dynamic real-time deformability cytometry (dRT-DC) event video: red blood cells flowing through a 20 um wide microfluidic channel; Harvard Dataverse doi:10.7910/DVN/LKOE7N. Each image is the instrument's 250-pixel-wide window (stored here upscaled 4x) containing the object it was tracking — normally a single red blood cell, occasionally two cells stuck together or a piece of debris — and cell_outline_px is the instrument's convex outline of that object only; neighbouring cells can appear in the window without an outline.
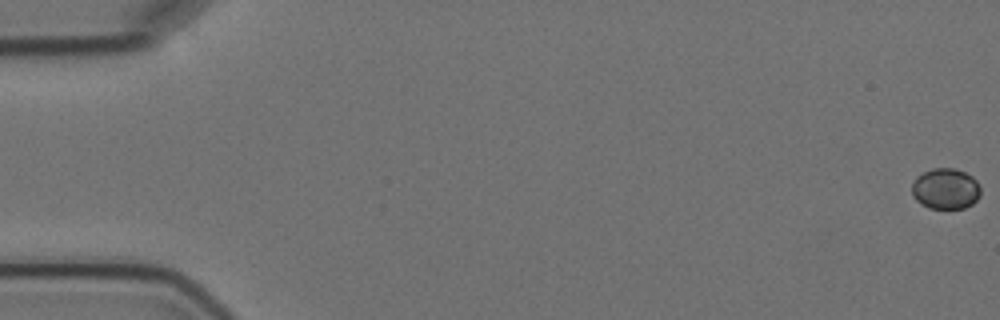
{"species": "Egyptian fruit bat (a non-hibernating species)", "species_latin": "Rousettus aegyptiacus", "temperature_condition": "cold", "stored_images_in_passage": 7, "camera_frame_rate_fps": 3000, "um_per_image_px": 0.085, "animal": {"sex": "female"}, "frame": {"image": 1, "passage_image": 1, "time_ms": 0.0, "image_size_px": [1000, 320], "cell_outline_px": [[980, 196], [972, 204], [964, 208], [928, 208], [920, 204], [912, 196], [912, 184], [916, 176], [932, 168], [956, 168], [972, 176], [980, 184]], "centroid_in_image_um": [80.37, 16.04], "position_along_channel_um": 4.6, "area_um2": 16.53}}
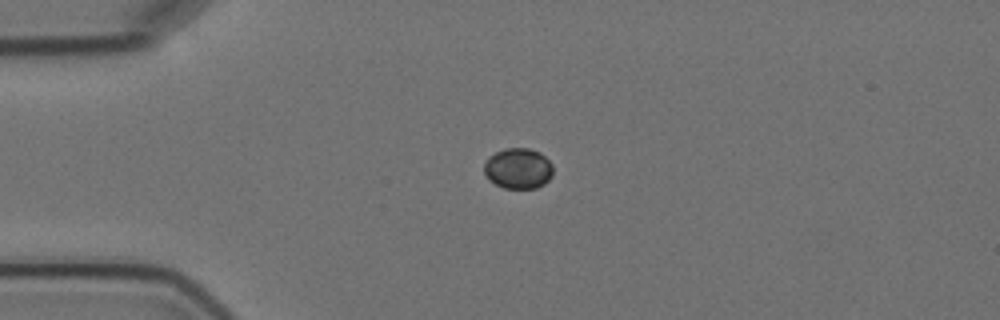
{"frame": {"image": 2, "passage_image": 5, "time_ms": 4.667, "image_size_px": [1000, 320], "cell_outline_px": [[552, 176], [544, 184], [536, 188], [504, 188], [488, 180], [484, 172], [484, 164], [488, 156], [504, 148], [528, 148], [540, 152], [552, 164]], "centroid_in_image_um": [44.03, 14.31], "position_along_channel_um": 41.0, "area_um2": 16.42}}
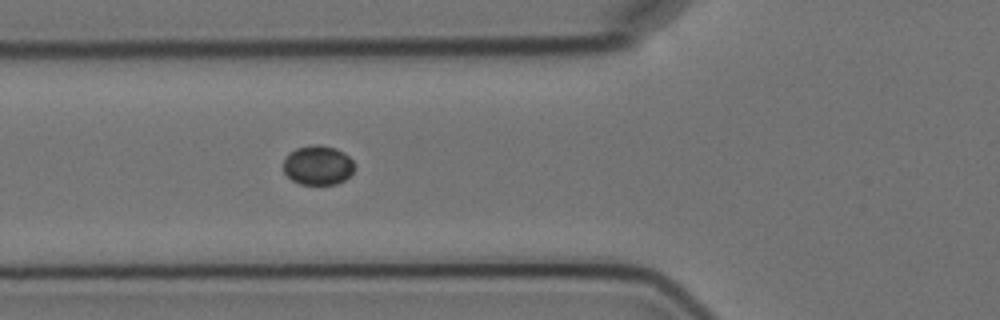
{"frame": {"image": 3, "passage_image": 7, "time_ms": 7.0, "image_size_px": [1000, 320], "cell_outline_px": [[356, 168], [344, 180], [336, 184], [300, 184], [292, 180], [284, 172], [284, 160], [288, 152], [296, 148], [312, 144], [320, 144], [336, 148], [344, 152], [352, 160]], "centroid_in_image_um": [27.02, 14.02], "position_along_channel_um": 98.8, "area_um2": 16.47}}